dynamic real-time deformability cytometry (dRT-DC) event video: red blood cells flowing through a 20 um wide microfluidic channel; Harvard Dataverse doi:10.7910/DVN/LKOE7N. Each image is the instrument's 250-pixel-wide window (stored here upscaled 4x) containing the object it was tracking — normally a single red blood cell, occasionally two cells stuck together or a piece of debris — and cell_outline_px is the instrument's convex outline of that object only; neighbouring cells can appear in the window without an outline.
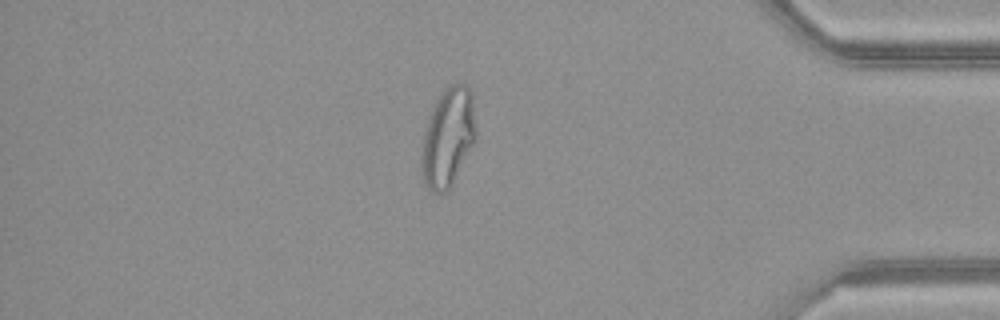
{"species": "common noctule bat (a hibernating species)", "species_latin": "Nyctalus noctula", "temperature_condition": "warm", "stored_images_in_passage": 49, "camera_frame_rate_fps": 3000, "um_per_image_px": 0.085, "animal": {"sex": "female", "body_mass_g": 21.9}, "frame": {"image": 1, "passage_image": 42, "time_ms": 13.667, "image_size_px": [1000, 320], "cell_outline_px": [[476, 140], [452, 184], [440, 196], [432, 192], [424, 184], [420, 164], [420, 144], [424, 128], [428, 116], [436, 100], [456, 80], [460, 80], [468, 84], [472, 96], [476, 136]], "centroid_in_image_um": [38.04, 11.68], "position_along_channel_um": 397.2, "area_um2": 31.96}}